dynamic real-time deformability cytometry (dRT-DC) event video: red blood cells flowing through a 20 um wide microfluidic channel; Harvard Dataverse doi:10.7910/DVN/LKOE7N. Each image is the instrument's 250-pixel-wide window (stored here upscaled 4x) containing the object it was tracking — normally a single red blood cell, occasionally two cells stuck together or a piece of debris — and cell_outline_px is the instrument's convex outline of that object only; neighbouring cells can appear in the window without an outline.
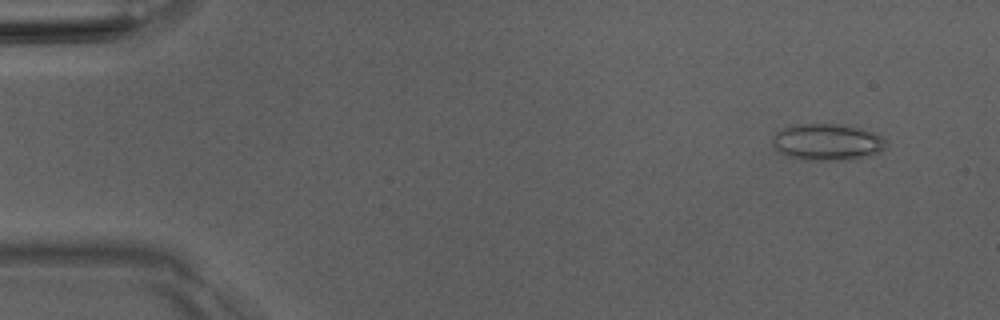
{"species": "Egyptian fruit bat (a non-hibernating species)", "species_latin": "Rousettus aegyptiacus", "temperature_condition": "room temperature", "stored_images_in_passage": 50, "camera_frame_rate_fps": 3000, "um_per_image_px": 0.085, "animal": {"sex": "male"}, "frame": {"image": 1, "passage_image": 4, "time_ms": 1.0, "image_size_px": [1000, 320], "cell_outline_px": [[884, 148], [880, 152], [848, 160], [804, 160], [784, 156], [772, 144], [772, 136], [776, 132], [784, 128], [796, 124], [844, 124], [876, 132], [884, 140]], "centroid_in_image_um": [70.27, 12.07], "position_along_channel_um": 14.7, "area_um2": 24.33}}
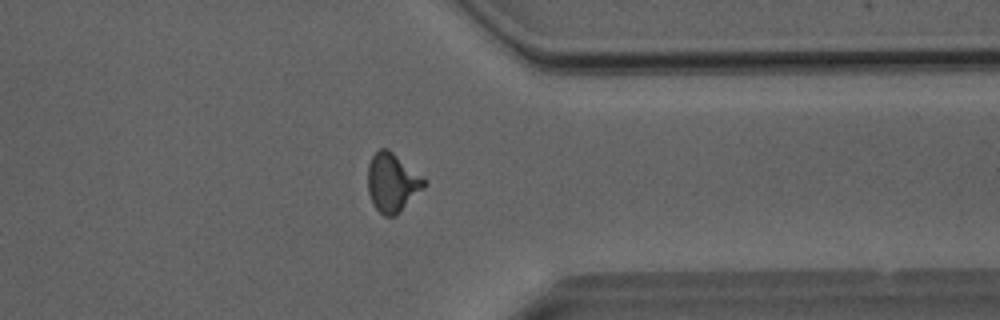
{"frame": {"image": 2, "passage_image": 40, "time_ms": 13.0, "image_size_px": [1000, 320], "cell_outline_px": [[424, 188], [392, 216], [384, 216], [372, 204], [368, 192], [368, 164], [372, 156], [380, 148], [388, 148], [424, 180]], "centroid_in_image_um": [33.27, 15.5], "position_along_channel_um": 378.1, "area_um2": 18.5}}
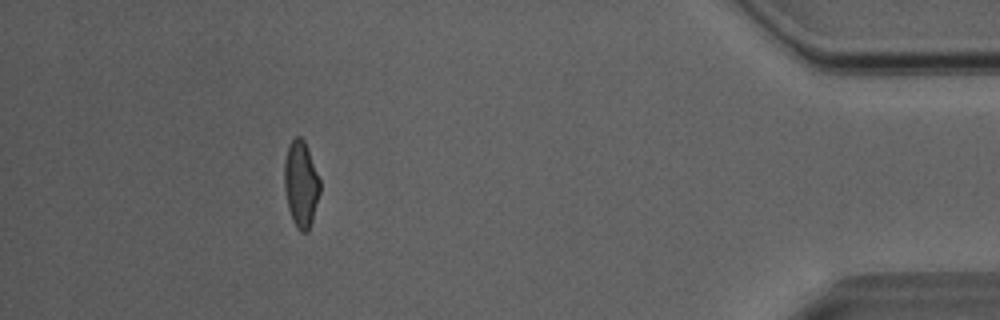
{"frame": {"image": 3, "passage_image": 46, "time_ms": 15.0, "image_size_px": [1000, 320], "cell_outline_px": [[320, 192], [312, 220], [308, 232], [300, 232], [296, 228], [292, 220], [288, 208], [284, 188], [284, 164], [288, 144], [296, 136], [300, 136], [304, 140], [320, 180]], "centroid_in_image_um": [25.57, 15.66], "position_along_channel_um": 409.6, "area_um2": 17.92}, "authors_computed_cell_mechanics": {"area_um2": 18.6983, "velocity_mm_per_s": 4.0636, "shape_relaxation_time_tau1_ms": 6.3915, "shape_relaxation_time_tau2_ms": 1.188, "deformation_change_tau1": 0.1602, "deformation_change_tau2": 0.0675}}